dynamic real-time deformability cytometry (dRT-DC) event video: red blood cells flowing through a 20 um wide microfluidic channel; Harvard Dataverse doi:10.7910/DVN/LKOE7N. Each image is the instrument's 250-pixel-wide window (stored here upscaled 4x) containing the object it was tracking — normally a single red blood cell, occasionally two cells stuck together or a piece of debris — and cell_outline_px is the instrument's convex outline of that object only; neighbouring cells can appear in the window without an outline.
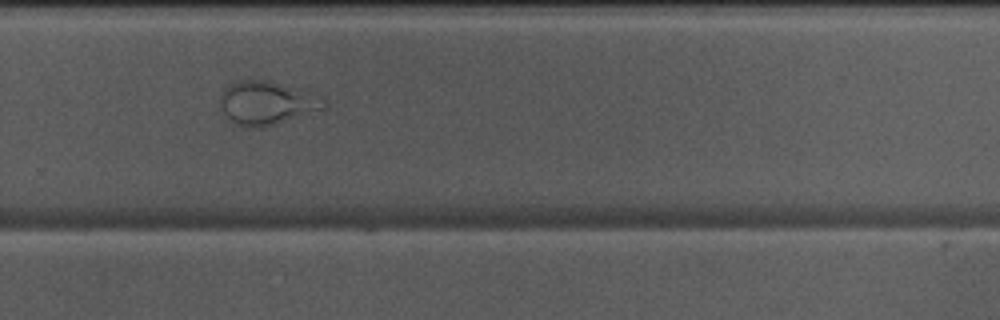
{"species": "Egyptian fruit bat (a non-hibernating species)", "species_latin": "Rousettus aegyptiacus", "temperature_condition": "warm", "stored_images_in_passage": 41, "camera_frame_rate_fps": 3000, "um_per_image_px": 0.085, "animal": {"sex": "male"}, "frame": {"image": 1, "passage_image": 24, "time_ms": 7.667, "image_size_px": [1000, 320], "cell_outline_px": [[328, 108], [324, 112], [264, 128], [244, 128], [232, 124], [220, 108], [220, 96], [224, 88], [228, 84], [240, 80], [268, 80], [324, 96], [328, 100]], "centroid_in_image_um": [22.78, 8.8], "position_along_channel_um": 307.0, "area_um2": 27.8}}
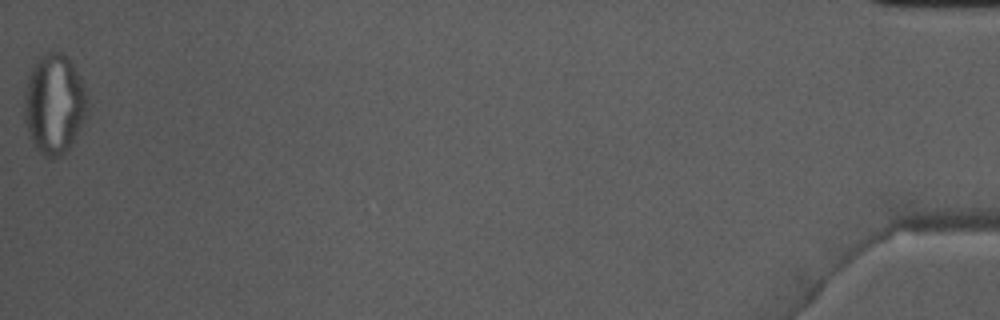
{"frame": {"image": 2, "passage_image": 41, "time_ms": 13.333, "image_size_px": [1000, 320], "cell_outline_px": [[88, 108], [84, 120], [72, 144], [60, 156], [44, 156], [32, 144], [28, 136], [24, 120], [24, 92], [28, 72], [36, 56], [48, 48], [56, 48], [64, 52], [68, 56], [84, 88]], "centroid_in_image_um": [4.55, 8.74], "position_along_channel_um": 430.6, "area_um2": 37.57}}